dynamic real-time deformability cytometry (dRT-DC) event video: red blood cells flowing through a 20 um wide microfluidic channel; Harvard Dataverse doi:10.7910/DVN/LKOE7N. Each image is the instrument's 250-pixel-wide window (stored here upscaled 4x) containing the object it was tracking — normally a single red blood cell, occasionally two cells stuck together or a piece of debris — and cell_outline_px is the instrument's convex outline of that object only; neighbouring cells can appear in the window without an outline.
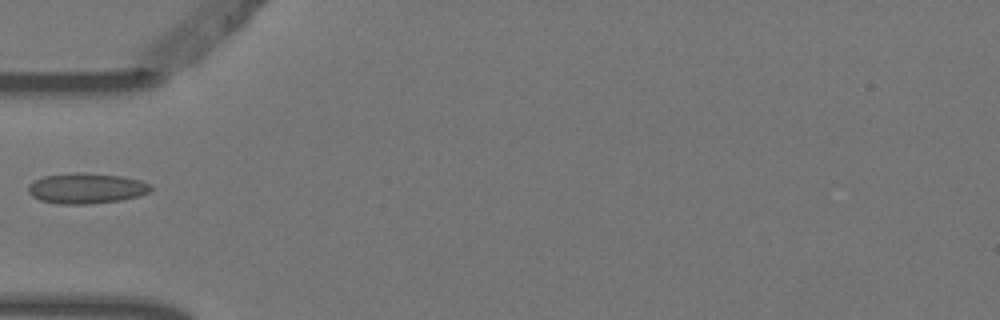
{"species": "Egyptian fruit bat (a non-hibernating species)", "species_latin": "Rousettus aegyptiacus", "temperature_condition": "warm", "stored_images_in_passage": 6, "camera_frame_rate_fps": 3000, "um_per_image_px": 0.085, "animal": {"sex": "female"}, "frame": {"image": 1, "passage_image": 5, "time_ms": 1.333, "image_size_px": [1000, 320], "cell_outline_px": [[152, 188], [148, 192], [140, 196], [120, 200], [84, 204], [60, 204], [40, 200], [32, 196], [28, 192], [28, 184], [32, 180], [44, 176], [120, 176], [140, 180], [148, 184]], "centroid_in_image_um": [7.31, 16.07], "position_along_channel_um": 77.7, "area_um2": 20.52}}
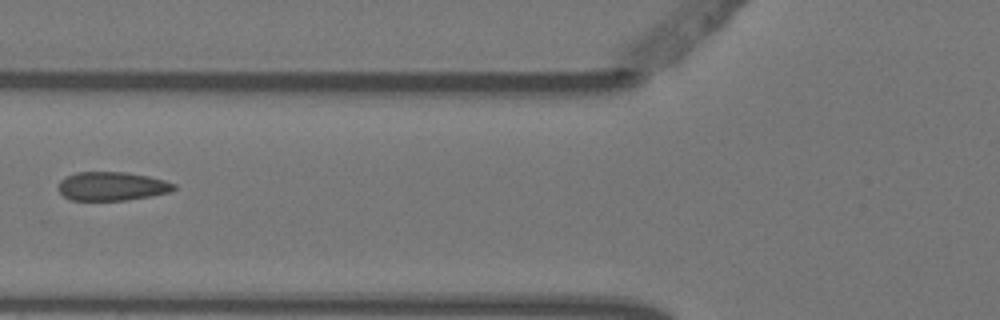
{"frame": {"image": 2, "passage_image": 6, "time_ms": 1.667, "image_size_px": [1000, 320], "cell_outline_px": [[176, 188], [168, 192], [128, 200], [72, 200], [64, 196], [56, 188], [60, 180], [76, 172], [128, 172], [148, 176], [164, 180], [176, 184]], "centroid_in_image_um": [9.49, 15.82], "position_along_channel_um": 116.3, "area_um2": 19.31}}